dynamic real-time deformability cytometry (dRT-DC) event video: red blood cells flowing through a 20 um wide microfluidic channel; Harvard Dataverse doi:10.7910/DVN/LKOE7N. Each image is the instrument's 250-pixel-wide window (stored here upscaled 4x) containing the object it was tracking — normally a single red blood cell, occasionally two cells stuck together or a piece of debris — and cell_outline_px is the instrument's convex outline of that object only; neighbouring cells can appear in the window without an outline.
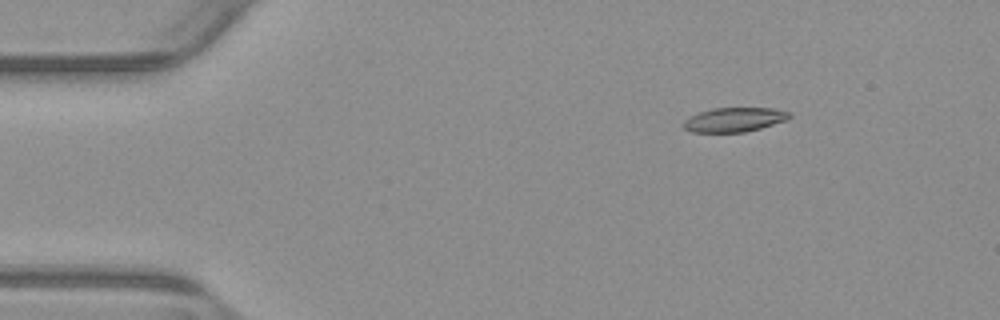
{"species": "common noctule bat (a hibernating species)", "species_latin": "Nyctalus noctula", "temperature_condition": "warm", "stored_images_in_passage": 47, "camera_frame_rate_fps": 3000, "um_per_image_px": 0.085, "animal": {"sex": "male", "body_mass_g": 23.1, "forearm_length_mm": 52.7}, "frame": {"image": 1, "passage_image": 1, "time_ms": 0.0, "image_size_px": [1000, 320], "cell_outline_px": [[792, 116], [784, 120], [760, 128], [744, 132], [692, 132], [684, 128], [680, 124], [688, 116], [712, 108], [772, 108], [792, 112]], "centroid_in_image_um": [62.37, 10.16], "position_along_channel_um": 22.6, "area_um2": 15.03}}
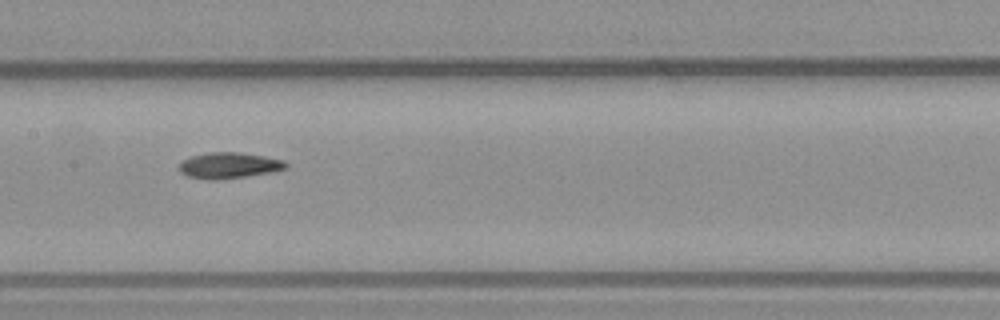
{"frame": {"image": 2, "passage_image": 20, "time_ms": 6.333, "image_size_px": [1000, 320], "cell_outline_px": [[288, 168], [272, 172], [216, 180], [208, 180], [188, 176], [180, 172], [180, 164], [184, 160], [192, 156], [212, 152], [240, 152], [264, 156], [284, 160], [288, 164]], "centroid_in_image_um": [19.5, 14.06], "position_along_channel_um": 187.9, "area_um2": 16.01}}
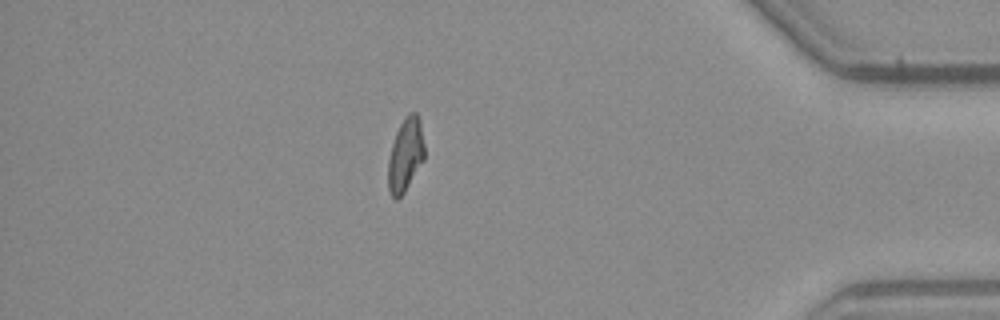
{"frame": {"image": 3, "passage_image": 40, "time_ms": 13.0, "image_size_px": [1000, 320], "cell_outline_px": [[424, 160], [404, 192], [396, 200], [392, 196], [388, 188], [388, 160], [392, 144], [396, 132], [404, 116], [408, 112], [416, 112], [420, 120], [424, 144]], "centroid_in_image_um": [34.47, 13.13], "position_along_channel_um": 400.7, "area_um2": 15.55}, "authors_computed_cell_mechanics": {"area_um2": 15.895, "velocity_mm_per_s": 3.8524, "shape_relaxation_time_tau1_ms": null, "shape_relaxation_time_tau2_ms": 5.8676, "deformation_change_tau1": null, "deformation_change_tau2": 0.1271}}